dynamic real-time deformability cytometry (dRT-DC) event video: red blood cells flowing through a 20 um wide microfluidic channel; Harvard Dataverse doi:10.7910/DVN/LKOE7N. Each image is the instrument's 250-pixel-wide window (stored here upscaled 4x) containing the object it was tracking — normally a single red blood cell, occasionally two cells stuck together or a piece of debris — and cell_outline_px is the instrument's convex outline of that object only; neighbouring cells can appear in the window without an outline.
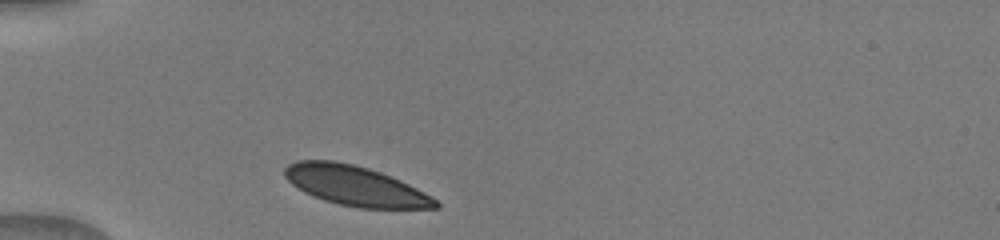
{"species": "human", "species_latin": "Homo sapiens", "temperature_condition": "warm", "stored_images_in_passage": 5, "camera_frame_rate_fps": 3000, "um_per_image_px": 0.085, "donor": {"sex": "male"}, "frame": {"image": 1, "passage_image": 1, "time_ms": 0.0, "image_size_px": [1000, 240], "cell_outline_px": [[440, 208], [360, 208], [340, 204], [324, 200], [304, 192], [292, 184], [284, 176], [284, 168], [288, 164], [296, 160], [332, 160], [352, 164], [368, 168], [380, 172], [400, 180], [432, 196], [440, 204]], "centroid_in_image_um": [30.19, 15.79], "position_along_channel_um": 54.8, "area_um2": 34.8}}
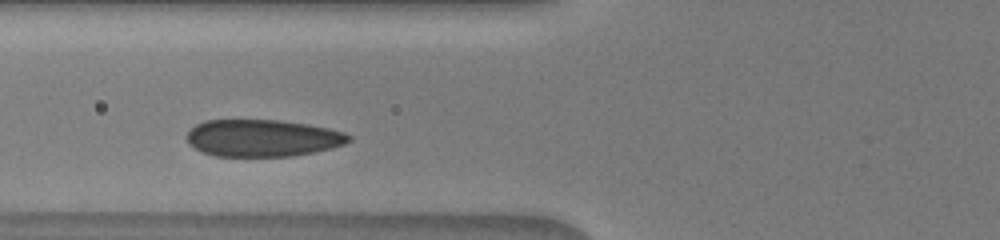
{"frame": {"image": 2, "passage_image": 3, "time_ms": 1.667, "image_size_px": [1000, 240], "cell_outline_px": [[352, 140], [344, 144], [332, 148], [292, 156], [216, 156], [204, 152], [188, 144], [184, 136], [196, 124], [204, 120], [280, 120], [308, 124], [328, 128], [344, 132], [352, 136]], "centroid_in_image_um": [22.31, 11.73], "position_along_channel_um": 103.5, "area_um2": 35.08}}
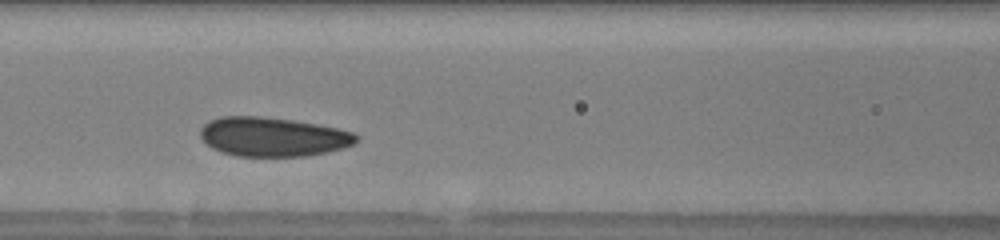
{"frame": {"image": 3, "passage_image": 4, "time_ms": 2.667, "image_size_px": [1000, 240], "cell_outline_px": [[360, 136], [352, 144], [328, 152], [304, 156], [236, 156], [220, 152], [212, 148], [200, 136], [200, 128], [208, 120], [220, 116], [260, 116], [292, 120], [316, 124], [336, 128], [352, 132]], "centroid_in_image_um": [23.14, 11.62], "position_along_channel_um": 143.5, "area_um2": 35.55}}